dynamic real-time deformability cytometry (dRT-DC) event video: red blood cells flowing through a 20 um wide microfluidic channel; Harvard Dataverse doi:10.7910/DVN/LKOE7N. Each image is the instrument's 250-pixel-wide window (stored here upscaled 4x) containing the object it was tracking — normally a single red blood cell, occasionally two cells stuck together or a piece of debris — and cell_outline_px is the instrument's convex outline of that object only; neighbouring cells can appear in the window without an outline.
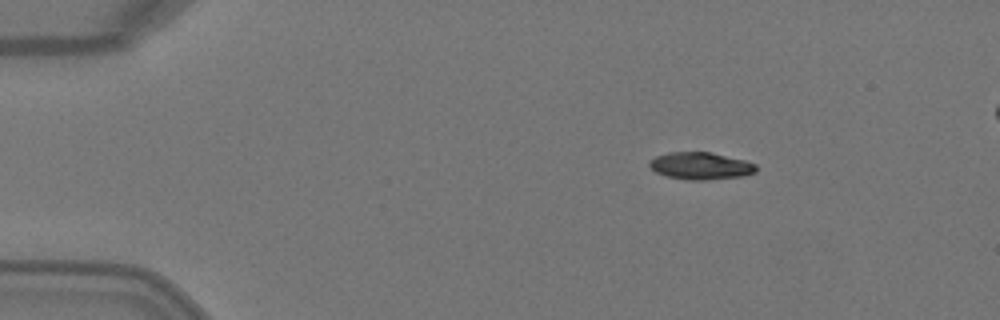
{"species": "Egyptian fruit bat (a non-hibernating species)", "species_latin": "Rousettus aegyptiacus", "temperature_condition": "warm", "stored_images_in_passage": 4, "segment_of_instrument_passage": [1, 2], "camera_frame_rate_fps": 3000, "um_per_image_px": 0.085, "animal": {"sex": "female"}, "frame": {"image": 1, "passage_image": 2, "time_ms": 0.333, "image_size_px": [1000, 320], "cell_outline_px": [[756, 172], [744, 176], [708, 180], [688, 180], [668, 176], [656, 172], [648, 164], [656, 156], [668, 152], [712, 152], [744, 160], [756, 164]], "centroid_in_image_um": [59.58, 14.1], "position_along_channel_um": 25.4, "area_um2": 16.88}}